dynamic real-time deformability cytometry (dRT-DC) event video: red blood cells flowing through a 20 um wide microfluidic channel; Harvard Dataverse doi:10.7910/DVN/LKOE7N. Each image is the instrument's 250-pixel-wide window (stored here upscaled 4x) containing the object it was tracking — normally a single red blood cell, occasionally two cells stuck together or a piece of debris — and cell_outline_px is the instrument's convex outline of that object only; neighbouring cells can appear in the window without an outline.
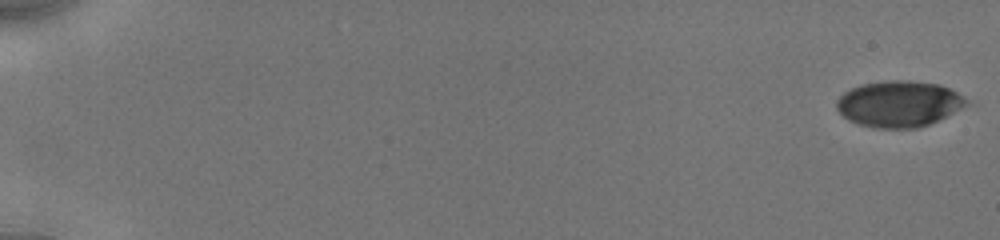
{"species": "human", "species_latin": "Homo sapiens", "temperature_condition": "cold", "stored_images_in_passage": 24, "camera_frame_rate_fps": 3000, "um_per_image_px": 0.085, "donor": {"sex": "male"}, "frame": {"image": 1, "passage_image": 1, "time_ms": 0.0, "image_size_px": [1000, 240], "cell_outline_px": [[968, 104], [928, 124], [916, 128], [872, 128], [848, 120], [836, 108], [836, 100], [844, 92], [860, 84], [888, 80], [908, 80], [940, 84], [964, 96], [968, 100]], "centroid_in_image_um": [76.37, 8.81], "position_along_channel_um": 8.6, "area_um2": 34.68}}
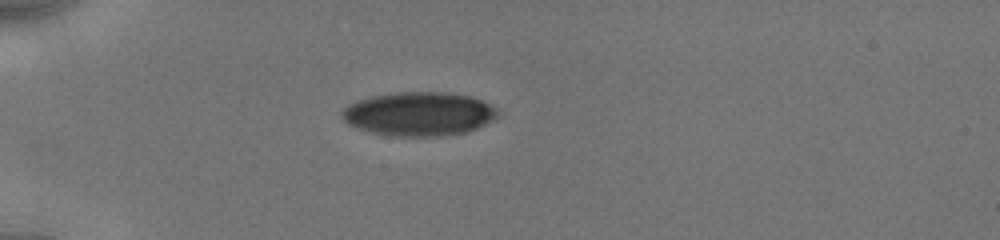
{"frame": {"image": 2, "passage_image": 20, "time_ms": 5.333, "image_size_px": [1000, 240], "cell_outline_px": [[500, 116], [468, 132], [440, 136], [392, 136], [372, 132], [348, 124], [340, 116], [340, 112], [348, 104], [356, 100], [372, 96], [396, 92], [440, 92], [468, 96], [480, 100], [488, 104], [500, 112]], "centroid_in_image_um": [35.58, 9.68], "position_along_channel_um": 49.4, "area_um2": 39.65}}